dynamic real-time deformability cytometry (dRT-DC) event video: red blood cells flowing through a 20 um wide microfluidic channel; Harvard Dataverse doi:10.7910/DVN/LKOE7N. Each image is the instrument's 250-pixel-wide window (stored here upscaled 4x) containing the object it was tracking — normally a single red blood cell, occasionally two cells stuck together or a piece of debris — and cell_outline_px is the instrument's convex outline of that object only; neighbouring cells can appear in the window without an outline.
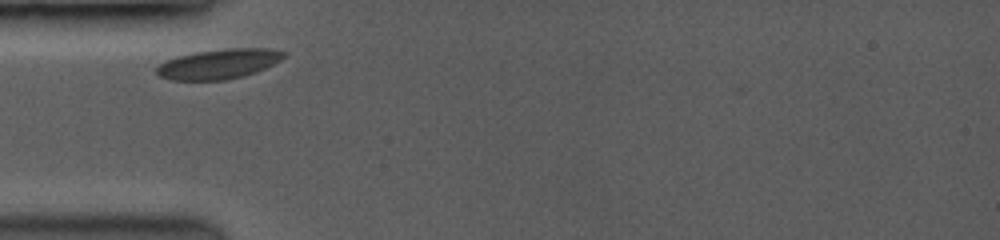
{"species": "common noctule bat (a hibernating species)", "species_latin": "Nyctalus noctula", "temperature_condition": "room temperature", "stored_images_in_passage": 12, "camera_frame_rate_fps": 3500, "um_per_image_px": 0.085, "animal": {"sex": "female", "body_mass_g": 19.0, "forearm_length_mm": 53.3}, "frame": {"image": 1, "passage_image": 1, "time_ms": 0.0, "image_size_px": [1000, 240], "cell_outline_px": [[288, 52], [280, 60], [256, 72], [244, 76], [224, 80], [172, 80], [160, 76], [156, 72], [156, 68], [164, 60], [176, 56], [196, 52], [228, 48], [272, 48]], "centroid_in_image_um": [18.59, 5.43], "position_along_channel_um": 66.4, "area_um2": 22.2}}
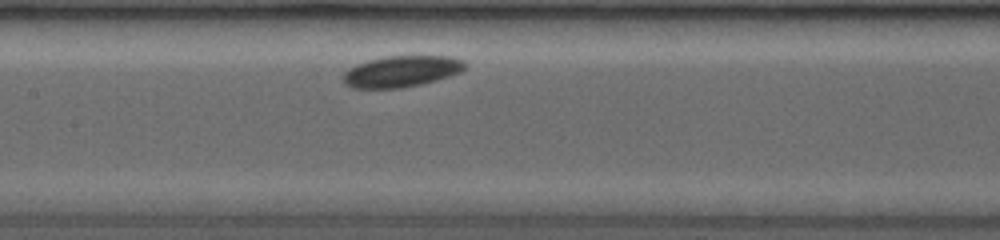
{"frame": {"image": 2, "passage_image": 6, "time_ms": 2.857, "image_size_px": [1000, 240], "cell_outline_px": [[468, 64], [460, 72], [436, 80], [420, 84], [400, 88], [352, 88], [344, 84], [344, 72], [348, 68], [356, 64], [368, 60], [384, 56], [452, 56], [464, 60]], "centroid_in_image_um": [34.12, 6.05], "position_along_channel_um": 173.3, "area_um2": 22.25}}
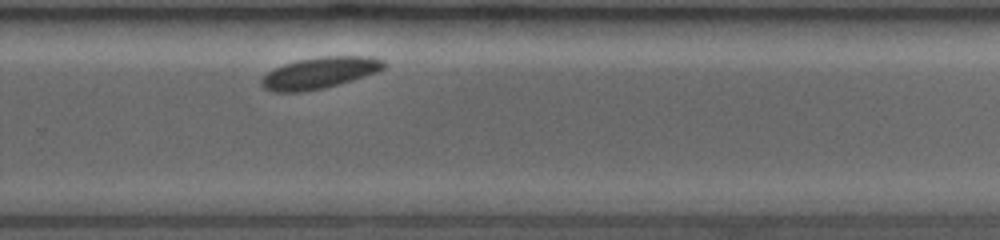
{"frame": {"image": 3, "passage_image": 12, "time_ms": 6.286, "image_size_px": [1000, 240], "cell_outline_px": [[384, 68], [376, 72], [336, 84], [320, 88], [300, 92], [276, 92], [264, 88], [260, 84], [260, 80], [268, 72], [284, 64], [296, 60], [324, 56], [372, 56], [384, 60]], "centroid_in_image_um": [27.14, 6.18], "position_along_channel_um": 302.7, "area_um2": 21.96}}